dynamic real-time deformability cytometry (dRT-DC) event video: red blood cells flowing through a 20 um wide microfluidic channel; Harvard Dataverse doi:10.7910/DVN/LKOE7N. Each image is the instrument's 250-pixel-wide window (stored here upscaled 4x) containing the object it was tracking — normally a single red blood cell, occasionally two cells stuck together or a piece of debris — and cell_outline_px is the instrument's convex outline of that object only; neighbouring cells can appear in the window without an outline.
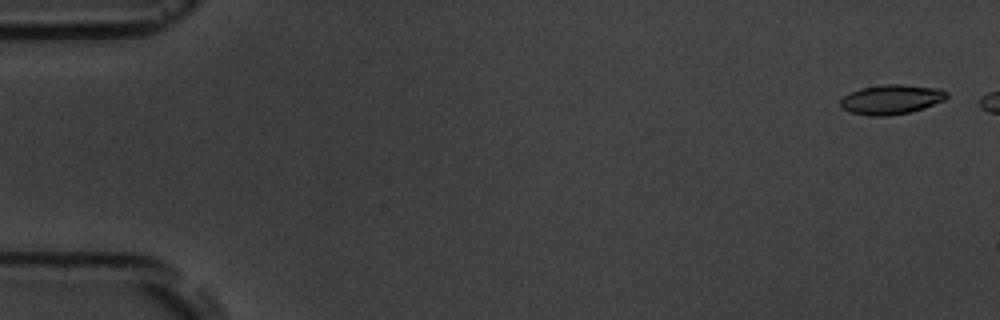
{"species": "common noctule bat (a hibernating species)", "species_latin": "Nyctalus noctula", "temperature_condition": "room temperature", "stored_images_in_passage": 3, "camera_frame_rate_fps": 3000, "um_per_image_px": 0.085, "animal": {"sex": "male", "body_mass_g": 19.5, "forearm_length_mm": 54.6}, "frame": {"image": 1, "passage_image": 1, "time_ms": 0.0, "image_size_px": [1000, 320], "cell_outline_px": [[948, 96], [944, 100], [924, 108], [912, 112], [888, 116], [872, 116], [852, 112], [840, 108], [840, 100], [848, 92], [860, 88], [884, 84], [904, 84], [940, 88], [948, 92]], "centroid_in_image_um": [75.77, 8.44], "position_along_channel_um": 9.2, "area_um2": 18.61}}